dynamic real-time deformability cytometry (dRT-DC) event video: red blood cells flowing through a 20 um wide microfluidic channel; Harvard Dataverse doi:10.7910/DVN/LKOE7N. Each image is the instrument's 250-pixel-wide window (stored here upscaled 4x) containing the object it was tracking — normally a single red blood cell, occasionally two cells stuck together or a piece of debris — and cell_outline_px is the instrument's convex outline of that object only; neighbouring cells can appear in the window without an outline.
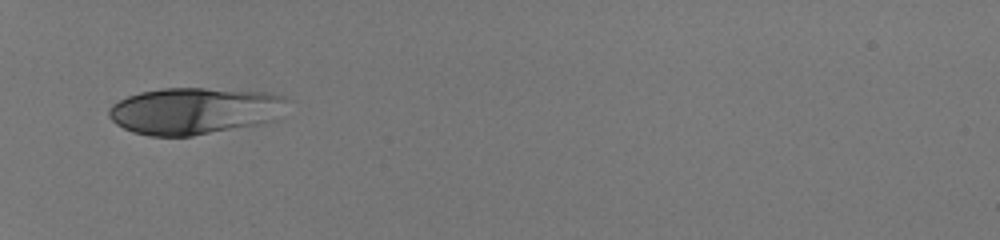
{"species": "human", "species_latin": "Homo sapiens", "temperature_condition": "room temperature", "stored_images_in_passage": 32, "camera_frame_rate_fps": 3000, "um_per_image_px": 0.085, "donor": {"sex": "male"}, "frame": {"image": 1, "passage_image": 1, "time_ms": 0.0, "image_size_px": [1000, 240], "cell_outline_px": [[292, 100], [280, 120], [268, 124], [192, 136], [148, 136], [132, 132], [116, 124], [108, 116], [108, 108], [112, 104], [128, 96], [140, 92], [164, 88], [204, 88], [268, 92], [284, 96]], "centroid_in_image_um": [16.67, 9.43], "position_along_channel_um": 68.3, "area_um2": 50.0}}
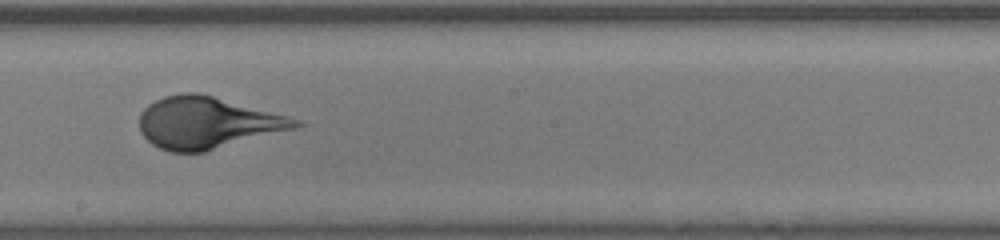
{"frame": {"image": 2, "passage_image": 14, "time_ms": 4.333, "image_size_px": [1000, 240], "cell_outline_px": [[304, 124], [296, 128], [204, 152], [172, 152], [160, 148], [152, 144], [140, 132], [140, 112], [148, 104], [164, 96], [184, 92], [200, 92], [288, 116], [300, 120]], "centroid_in_image_um": [17.61, 10.42], "position_along_channel_um": 230.6, "area_um2": 46.99}}
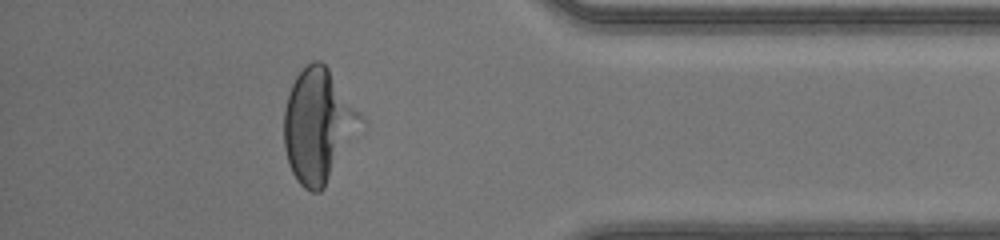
{"frame": {"image": 3, "passage_image": 28, "time_ms": 9.0, "image_size_px": [1000, 240], "cell_outline_px": [[364, 120], [324, 188], [320, 192], [312, 192], [304, 188], [296, 180], [288, 164], [284, 148], [284, 112], [288, 96], [292, 84], [296, 76], [312, 60], [320, 60], [328, 68], [364, 116]], "centroid_in_image_um": [27.03, 10.68], "position_along_channel_um": 408.2, "area_um2": 50.29}}